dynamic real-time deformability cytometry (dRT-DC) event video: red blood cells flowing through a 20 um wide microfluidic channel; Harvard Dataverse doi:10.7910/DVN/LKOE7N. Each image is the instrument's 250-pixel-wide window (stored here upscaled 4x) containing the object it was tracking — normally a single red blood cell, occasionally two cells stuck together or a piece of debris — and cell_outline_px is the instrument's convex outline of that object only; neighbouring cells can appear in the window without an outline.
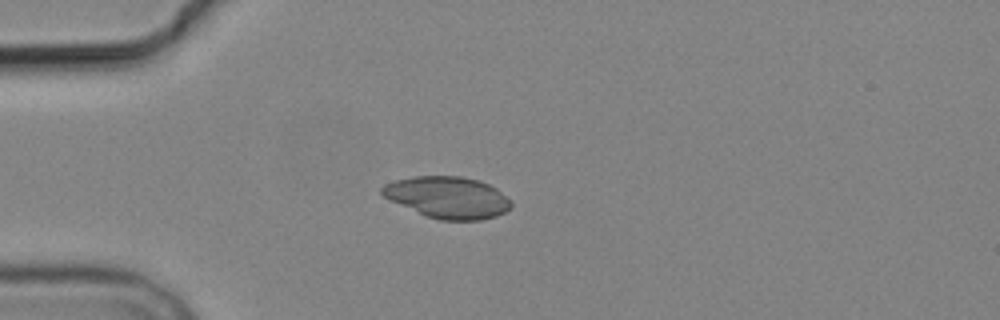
{"species": "common noctule bat (a hibernating species)", "species_latin": "Nyctalus noctula", "temperature_condition": "cold", "stored_images_in_passage": 4, "camera_frame_rate_fps": 3000, "um_per_image_px": 0.085, "animal": {"sex": "male", "body_mass_g": 19.2, "forearm_length_mm": 51.8}, "frame": {"image": 1, "passage_image": 1, "time_ms": 0.0, "image_size_px": [1000, 320], "cell_outline_px": [[512, 204], [504, 212], [496, 216], [480, 220], [440, 220], [428, 216], [388, 200], [380, 192], [380, 188], [384, 184], [396, 180], [416, 176], [460, 176], [476, 180], [488, 184], [496, 188], [512, 200]], "centroid_in_image_um": [38.05, 16.77], "position_along_channel_um": 47.0, "area_um2": 31.15}}